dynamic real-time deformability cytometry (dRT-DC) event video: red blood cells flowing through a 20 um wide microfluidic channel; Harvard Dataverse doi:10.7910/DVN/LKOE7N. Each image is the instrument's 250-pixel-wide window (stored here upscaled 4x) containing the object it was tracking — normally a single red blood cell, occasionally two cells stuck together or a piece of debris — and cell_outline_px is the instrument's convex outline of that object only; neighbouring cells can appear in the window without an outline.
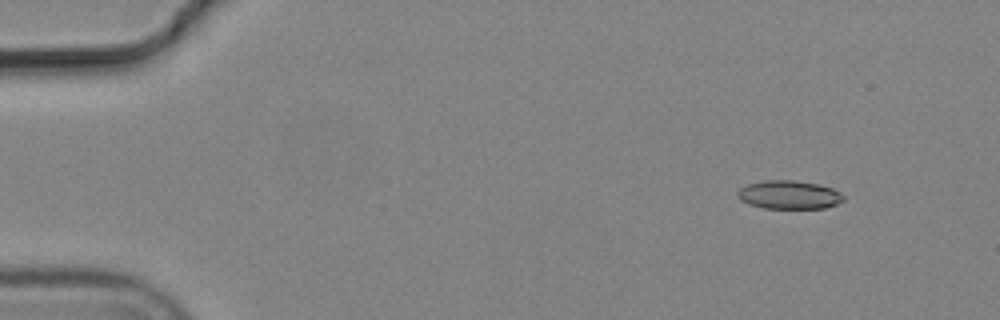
{"species": "common noctule bat (a hibernating species)", "species_latin": "Nyctalus noctula", "temperature_condition": "cold", "stored_images_in_passage": 5, "camera_frame_rate_fps": 3000, "um_per_image_px": 0.085, "animal": {"sex": "male", "body_mass_g": 19.2, "forearm_length_mm": 51.8}, "frame": {"image": 1, "passage_image": 1, "time_ms": 0.0, "image_size_px": [1000, 320], "cell_outline_px": [[844, 200], [836, 204], [824, 208], [764, 208], [748, 204], [740, 200], [736, 196], [736, 192], [740, 188], [748, 184], [764, 180], [792, 180], [816, 184], [832, 188], [840, 192], [844, 196]], "centroid_in_image_um": [67.04, 16.56], "position_along_channel_um": 18.0, "area_um2": 17.57}}
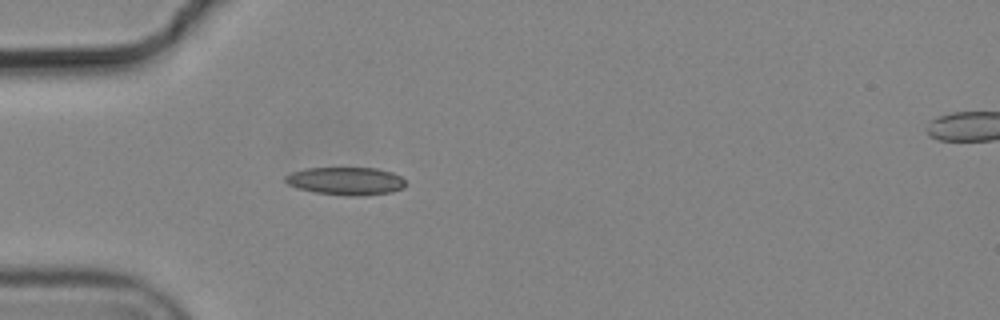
{"frame": {"image": 2, "passage_image": 4, "time_ms": 1.0, "image_size_px": [1000, 320], "cell_outline_px": [[408, 184], [404, 188], [392, 192], [360, 196], [348, 196], [316, 192], [300, 188], [288, 184], [284, 180], [284, 176], [292, 172], [304, 168], [376, 168], [392, 172], [400, 176]], "centroid_in_image_um": [29.44, 15.38], "position_along_channel_um": 55.6, "area_um2": 19.59}}